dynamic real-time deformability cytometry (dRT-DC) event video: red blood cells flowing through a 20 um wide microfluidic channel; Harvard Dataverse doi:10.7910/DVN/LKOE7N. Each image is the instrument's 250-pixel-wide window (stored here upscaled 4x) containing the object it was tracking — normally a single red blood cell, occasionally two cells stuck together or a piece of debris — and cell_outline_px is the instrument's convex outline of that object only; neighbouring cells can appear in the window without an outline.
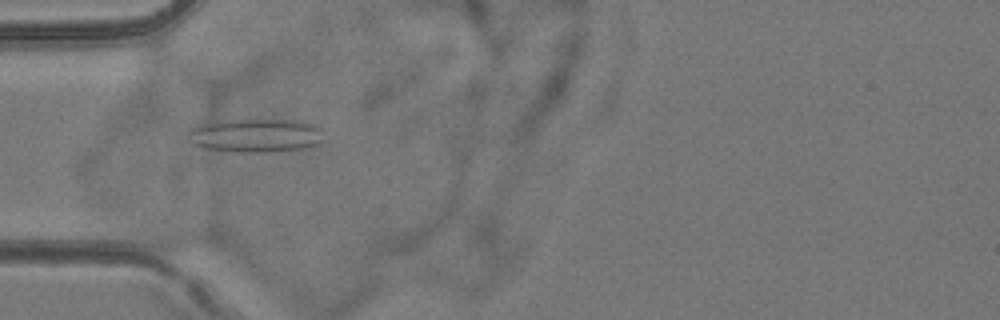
{"species": "common noctule bat (a hibernating species)", "species_latin": "Nyctalus noctula", "temperature_condition": "room temperature", "stored_images_in_passage": 8, "camera_frame_rate_fps": 3000, "um_per_image_px": 0.085, "animal": {"sex": "female", "body_mass_g": 24.6, "forearm_length_mm": 56.2}, "frame": {"image": 1, "passage_image": 5, "time_ms": 5.333, "image_size_px": [1000, 320], "cell_outline_px": [[324, 140], [316, 144], [300, 148], [272, 152], [240, 152], [208, 148], [196, 144], [188, 136], [188, 132], [192, 128], [204, 124], [228, 120], [300, 120], [316, 124], [320, 128]], "centroid_in_image_um": [21.82, 11.5], "position_along_channel_um": 63.2, "area_um2": 26.13}}
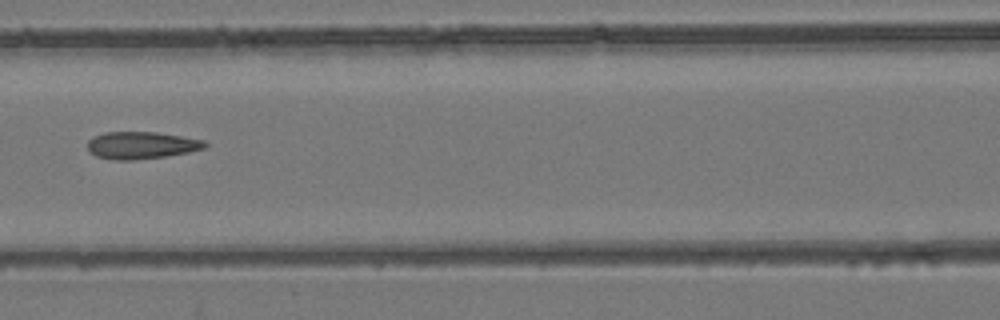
{"frame": {"image": 2, "passage_image": 7, "time_ms": 7.667, "image_size_px": [1000, 320], "cell_outline_px": [[208, 144], [204, 148], [188, 152], [164, 156], [132, 160], [112, 160], [96, 156], [88, 148], [88, 140], [92, 136], [104, 132], [156, 132], [204, 140]], "centroid_in_image_um": [11.99, 12.34], "position_along_channel_um": 154.6, "area_um2": 18.5}}
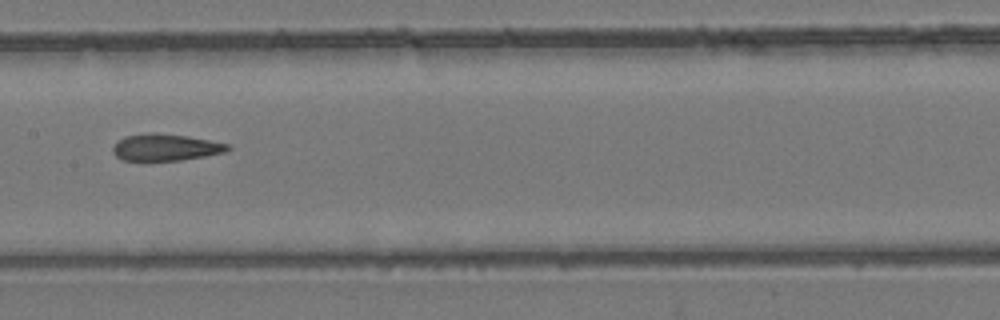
{"frame": {"image": 3, "passage_image": 8, "time_ms": 8.667, "image_size_px": [1000, 320], "cell_outline_px": [[232, 148], [224, 152], [204, 156], [180, 160], [124, 160], [116, 156], [112, 152], [112, 148], [124, 136], [148, 132], [156, 132], [188, 136], [228, 144]], "centroid_in_image_um": [14.06, 12.51], "position_along_channel_um": 193.3, "area_um2": 17.8}}